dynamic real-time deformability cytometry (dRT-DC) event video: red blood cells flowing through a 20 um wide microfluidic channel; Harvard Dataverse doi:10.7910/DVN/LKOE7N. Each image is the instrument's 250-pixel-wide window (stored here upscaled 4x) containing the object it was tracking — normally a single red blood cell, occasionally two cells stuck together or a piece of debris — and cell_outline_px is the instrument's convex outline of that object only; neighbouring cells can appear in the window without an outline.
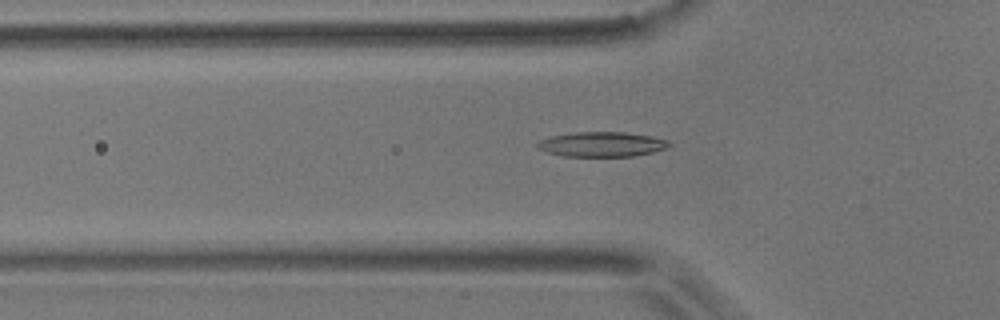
{"species": "common noctule bat (a hibernating species)", "species_latin": "Nyctalus noctula", "temperature_condition": "room temperature", "stored_images_in_passage": 53, "camera_frame_rate_fps": 3000, "um_per_image_px": 0.085, "animal": {"sex": "male", "body_mass_g": 17.9}, "frame": {"image": 1, "passage_image": 17, "time_ms": 5.333, "image_size_px": [1000, 320], "cell_outline_px": [[672, 144], [668, 148], [652, 152], [632, 156], [564, 156], [548, 152], [540, 148], [536, 144], [540, 140], [552, 136], [576, 132], [624, 132], [652, 136], [668, 140]], "centroid_in_image_um": [51.21, 12.26], "position_along_channel_um": 74.6, "area_um2": 18.9}}
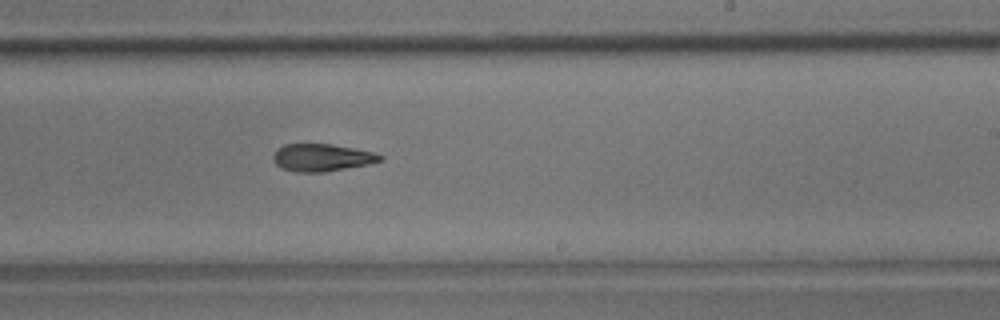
{"frame": {"image": 2, "passage_image": 32, "time_ms": 10.333, "image_size_px": [1000, 320], "cell_outline_px": [[384, 156], [380, 160], [368, 164], [324, 172], [296, 172], [284, 168], [276, 164], [272, 160], [272, 156], [276, 148], [284, 144], [332, 144], [372, 152]], "centroid_in_image_um": [27.3, 13.38], "position_along_channel_um": 261.7, "area_um2": 16.94}}
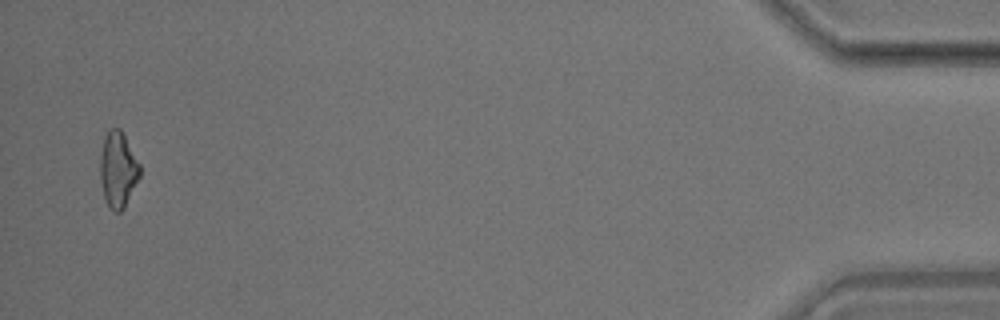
{"frame": {"image": 3, "passage_image": 52, "time_ms": 17.0, "image_size_px": [1000, 320], "cell_outline_px": [[140, 176], [124, 208], [120, 212], [116, 212], [108, 204], [104, 196], [100, 180], [100, 156], [104, 136], [112, 128], [120, 128], [140, 164]], "centroid_in_image_um": [10.03, 14.4], "position_along_channel_um": 425.2, "area_um2": 17.28}, "authors_computed_cell_mechanics": {"area_um2": 17.7446, "velocity_mm_per_s": 3.7209, "shape_relaxation_time_tau1_ms": 7.011, "shape_relaxation_time_tau2_ms": 11.0834, "deformation_change_tau1": 0.177, "deformation_change_tau2": 0.234}}